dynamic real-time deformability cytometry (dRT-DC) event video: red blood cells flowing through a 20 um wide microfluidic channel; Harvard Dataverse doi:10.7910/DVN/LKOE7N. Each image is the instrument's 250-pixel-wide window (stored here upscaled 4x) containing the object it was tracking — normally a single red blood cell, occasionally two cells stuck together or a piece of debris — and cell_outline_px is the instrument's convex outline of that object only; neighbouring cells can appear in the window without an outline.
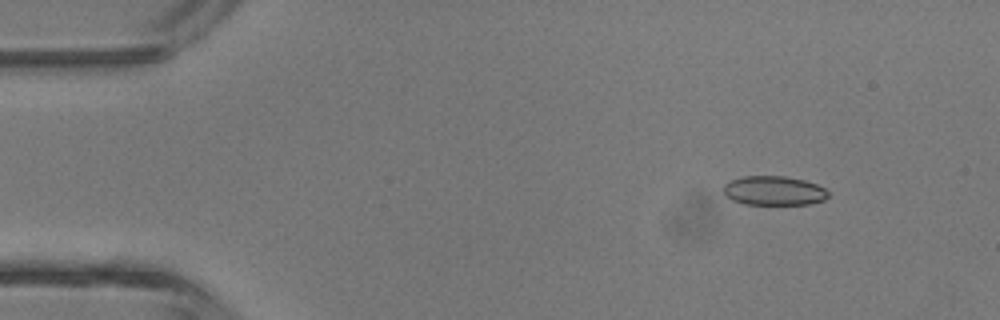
{"species": "common noctule bat (a hibernating species)", "species_latin": "Nyctalus noctula", "temperature_condition": "room temperature", "stored_images_in_passage": 3, "camera_frame_rate_fps": 3000, "um_per_image_px": 0.085, "animal": {"sex": "male", "body_mass_g": 13.3}, "frame": {"image": 1, "passage_image": 1, "time_ms": 0.0, "image_size_px": [1000, 320], "cell_outline_px": [[828, 196], [824, 200], [808, 204], [744, 204], [732, 200], [724, 192], [724, 184], [728, 180], [744, 176], [784, 176], [804, 180], [816, 184], [824, 188], [828, 192]], "centroid_in_image_um": [65.77, 16.2], "position_along_channel_um": 19.2, "area_um2": 17.8}}